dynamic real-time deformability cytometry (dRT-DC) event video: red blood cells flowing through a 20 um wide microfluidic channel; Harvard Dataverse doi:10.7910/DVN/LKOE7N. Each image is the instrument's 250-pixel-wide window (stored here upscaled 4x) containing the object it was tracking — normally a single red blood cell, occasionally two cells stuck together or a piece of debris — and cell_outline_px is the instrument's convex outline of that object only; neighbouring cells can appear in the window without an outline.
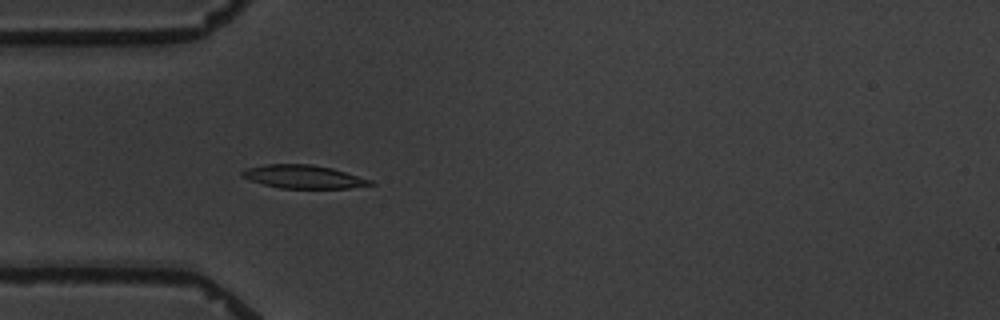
{"species": "common noctule bat (a hibernating species)", "species_latin": "Nyctalus noctula", "temperature_condition": "warm", "stored_images_in_passage": 2, "camera_frame_rate_fps": 3000, "um_per_image_px": 0.085, "animal": {"sex": "male", "body_mass_g": 19.5, "forearm_length_mm": 54.6}, "frame": {"image": 1, "passage_image": 2, "time_ms": 1.333, "image_size_px": [1000, 320], "cell_outline_px": [[376, 184], [348, 188], [280, 188], [264, 184], [240, 176], [240, 172], [248, 168], [268, 164], [312, 164], [332, 168], [372, 180]], "centroid_in_image_um": [25.81, 15.02], "position_along_channel_um": 59.2, "area_um2": 17.22}}